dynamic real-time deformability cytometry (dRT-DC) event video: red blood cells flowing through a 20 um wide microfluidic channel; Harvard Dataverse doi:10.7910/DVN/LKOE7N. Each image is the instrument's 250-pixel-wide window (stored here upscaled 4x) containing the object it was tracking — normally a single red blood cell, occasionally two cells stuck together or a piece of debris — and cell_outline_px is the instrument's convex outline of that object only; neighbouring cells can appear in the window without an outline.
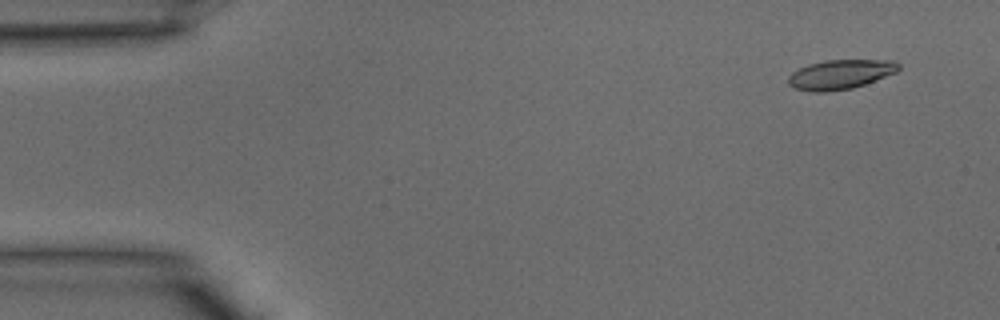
{"species": "common noctule bat (a hibernating species)", "species_latin": "Nyctalus noctula", "temperature_condition": "warm", "stored_images_in_passage": 11, "camera_frame_rate_fps": 3000, "um_per_image_px": 0.085, "animal": {"sex": "male", "body_mass_g": 15.6}, "frame": {"image": 1, "passage_image": 3, "time_ms": 0.667, "image_size_px": [1000, 320], "cell_outline_px": [[900, 68], [896, 72], [864, 84], [852, 88], [824, 92], [812, 92], [796, 88], [788, 84], [788, 76], [792, 72], [808, 64], [824, 60], [896, 60], [900, 64]], "centroid_in_image_um": [71.43, 6.31], "position_along_channel_um": 13.6, "area_um2": 18.9}}